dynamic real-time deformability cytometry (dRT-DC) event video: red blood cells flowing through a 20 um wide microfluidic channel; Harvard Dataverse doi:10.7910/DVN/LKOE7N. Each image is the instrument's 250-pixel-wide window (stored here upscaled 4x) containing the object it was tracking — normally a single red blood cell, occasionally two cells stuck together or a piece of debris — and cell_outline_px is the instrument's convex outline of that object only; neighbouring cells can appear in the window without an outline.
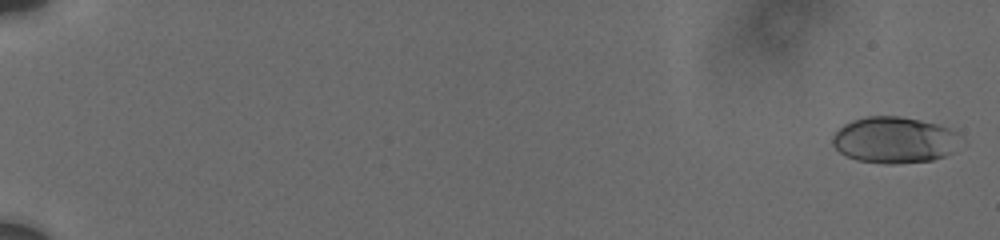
{"species": "human", "species_latin": "Homo sapiens", "temperature_condition": "cold", "stored_images_in_passage": 46, "camera_frame_rate_fps": 3000, "um_per_image_px": 0.085, "donor": {"sex": "male"}, "frame": {"image": 1, "passage_image": 2, "time_ms": 0.333, "image_size_px": [1000, 240], "cell_outline_px": [[952, 132], [948, 152], [944, 156], [932, 160], [892, 164], [884, 164], [856, 160], [840, 152], [832, 144], [832, 136], [844, 124], [852, 120], [868, 116], [900, 116], [920, 120], [936, 124], [948, 128]], "centroid_in_image_um": [75.83, 11.89], "position_along_channel_um": 9.2, "area_um2": 33.29}}
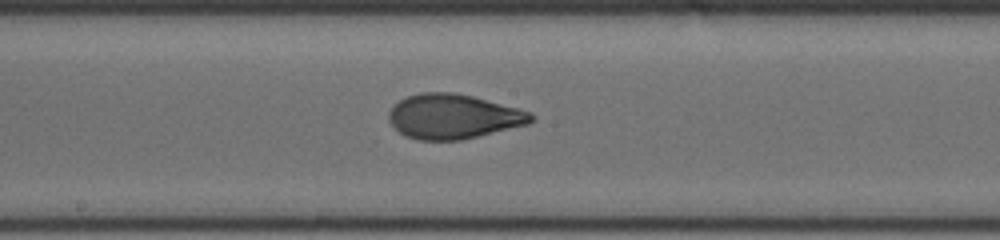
{"frame": {"image": 2, "passage_image": 25, "time_ms": 11.333, "image_size_px": [1000, 240], "cell_outline_px": [[532, 120], [528, 124], [460, 140], [416, 140], [404, 136], [388, 120], [388, 112], [400, 100], [408, 96], [420, 92], [452, 92], [472, 96], [532, 112]], "centroid_in_image_um": [38.5, 9.9], "position_along_channel_um": 209.7, "area_um2": 36.7}}
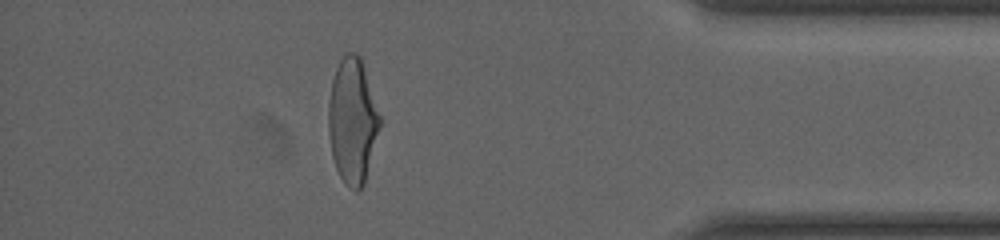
{"frame": {"image": 3, "passage_image": 41, "time_ms": 17.333, "image_size_px": [1000, 240], "cell_outline_px": [[380, 124], [364, 184], [356, 192], [348, 188], [344, 184], [336, 168], [332, 156], [328, 132], [328, 104], [332, 80], [336, 68], [340, 60], [348, 52], [356, 52], [360, 56], [380, 116]], "centroid_in_image_um": [29.93, 10.29], "position_along_channel_um": 405.3, "area_um2": 37.17}, "authors_computed_cell_mechanics": {"area_um2": 36.3562, "velocity_mm_per_s": 3.7355, "shape_relaxation_time_tau1_ms": 3.2274, "shape_relaxation_time_tau2_ms": 0.9965, "deformation_change_tau1": 0.1696, "deformation_change_tau2": 0.0648}}